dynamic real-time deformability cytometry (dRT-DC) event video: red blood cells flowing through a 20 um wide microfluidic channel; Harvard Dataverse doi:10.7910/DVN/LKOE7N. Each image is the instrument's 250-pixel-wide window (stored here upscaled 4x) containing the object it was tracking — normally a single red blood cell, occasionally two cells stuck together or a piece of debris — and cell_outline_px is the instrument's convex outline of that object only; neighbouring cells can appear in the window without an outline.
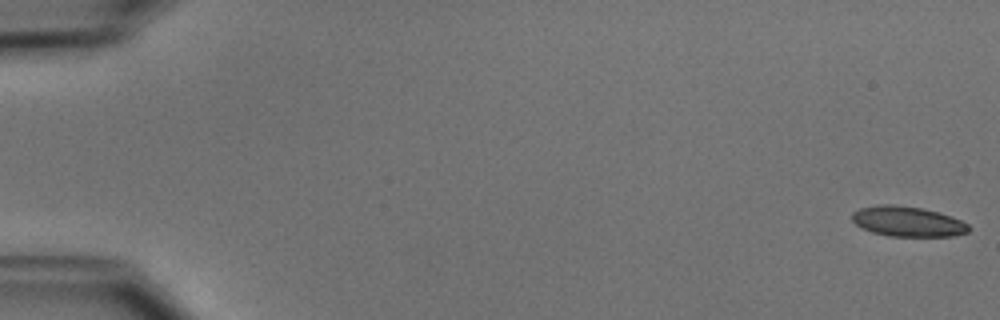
{"species": "common noctule bat (a hibernating species)", "species_latin": "Nyctalus noctula", "temperature_condition": "cold", "stored_images_in_passage": 52, "camera_frame_rate_fps": 3000, "um_per_image_px": 0.085, "animal": {"sex": "male", "body_mass_g": 15.6}, "frame": {"image": 1, "passage_image": 1, "time_ms": 0.0, "image_size_px": [1000, 320], "cell_outline_px": [[972, 228], [968, 232], [952, 236], [888, 236], [872, 232], [860, 228], [852, 220], [852, 212], [860, 208], [880, 204], [892, 204], [920, 208], [952, 216], [968, 224]], "centroid_in_image_um": [77.13, 18.83], "position_along_channel_um": 7.9, "area_um2": 20.52}}
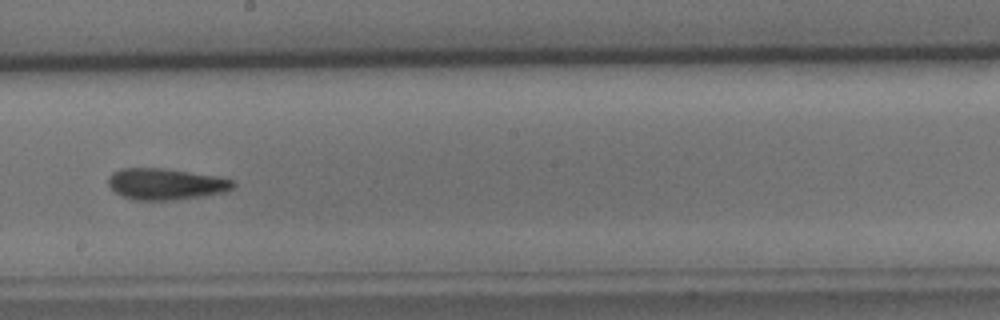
{"frame": {"image": 2, "passage_image": 30, "time_ms": 9.667, "image_size_px": [1000, 320], "cell_outline_px": [[236, 184], [228, 192], [176, 200], [136, 200], [124, 196], [116, 192], [108, 184], [108, 176], [112, 172], [120, 168], [164, 168], [220, 176], [236, 180]], "centroid_in_image_um": [14.15, 15.63], "position_along_channel_um": 234.0, "area_um2": 23.12}}
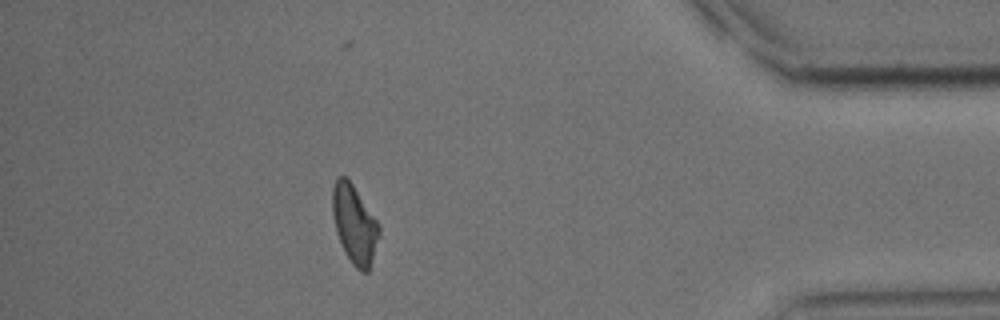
{"frame": {"image": 3, "passage_image": 46, "time_ms": 15.0, "image_size_px": [1000, 320], "cell_outline_px": [[380, 236], [368, 272], [360, 272], [352, 264], [344, 252], [336, 228], [332, 212], [332, 188], [336, 176], [344, 176], [352, 184], [380, 224]], "centroid_in_image_um": [30.14, 19.07], "position_along_channel_um": 405.1, "area_um2": 21.27}, "authors_computed_cell_mechanics": {"area_um2": 22.0218, "velocity_mm_per_s": 3.9392, "shape_relaxation_time_tau1_ms": 7.0485, "shape_relaxation_time_tau2_ms": 7.6337, "deformation_change_tau1": 0.1411, "deformation_change_tau2": 0.2138}}